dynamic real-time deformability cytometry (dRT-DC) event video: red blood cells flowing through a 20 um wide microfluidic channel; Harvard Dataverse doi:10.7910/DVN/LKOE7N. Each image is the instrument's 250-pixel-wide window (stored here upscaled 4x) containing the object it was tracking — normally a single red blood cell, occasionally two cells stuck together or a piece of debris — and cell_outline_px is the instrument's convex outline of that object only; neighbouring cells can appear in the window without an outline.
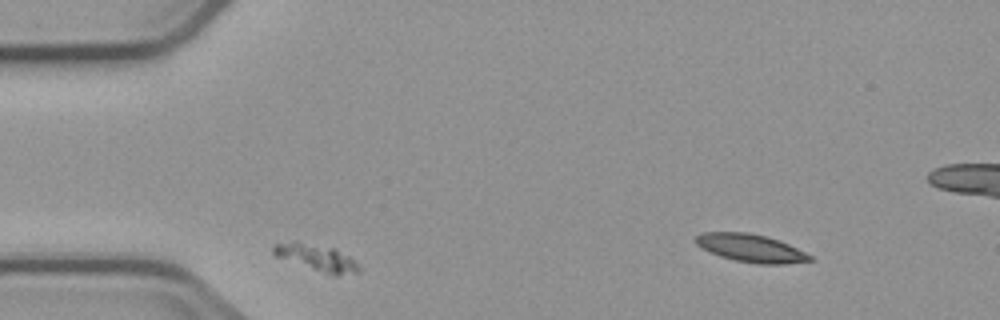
{"species": "common noctule bat (a hibernating species)", "species_latin": "Nyctalus noctula", "temperature_condition": "cold", "stored_images_in_passage": 2, "segment_of_instrument_passage": [1, 2], "camera_frame_rate_fps": 3000, "um_per_image_px": 0.085, "animal": {"sex": "male", "body_mass_g": 23.1, "forearm_length_mm": 52.7}, "frame": {"image": 1, "passage_image": 1, "time_ms": 0.0, "image_size_px": [1000, 320], "cell_outline_px": [[360, 272], [336, 276], [272, 256], [272, 248], [276, 244], [292, 240], [296, 240], [336, 248], [348, 256], [360, 268]], "centroid_in_image_um": [26.85, 21.87], "position_along_channel_um": 58.1, "area_um2": 13.41}}